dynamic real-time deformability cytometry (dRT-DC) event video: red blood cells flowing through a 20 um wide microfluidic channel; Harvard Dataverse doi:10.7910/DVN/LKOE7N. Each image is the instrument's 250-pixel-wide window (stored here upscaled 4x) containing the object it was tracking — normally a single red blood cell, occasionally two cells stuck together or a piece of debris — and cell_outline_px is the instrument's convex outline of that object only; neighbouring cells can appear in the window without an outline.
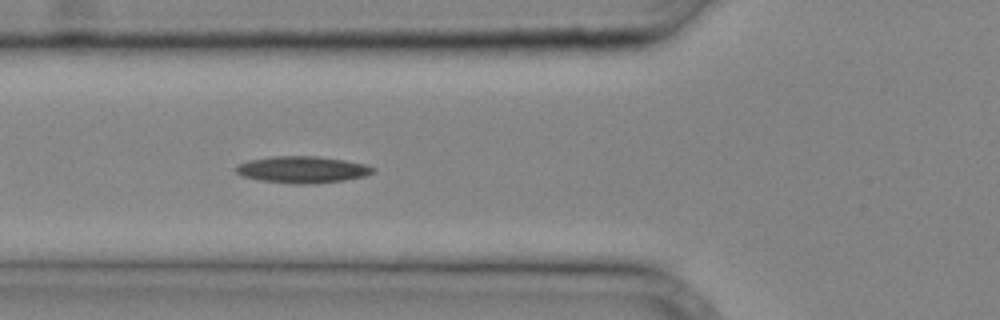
{"species": "common noctule bat (a hibernating species)", "species_latin": "Nyctalus noctula", "temperature_condition": "cold", "stored_images_in_passage": 27, "camera_frame_rate_fps": 3000, "um_per_image_px": 0.085, "animal": {"sex": "male", "body_mass_g": 20.4}, "frame": {"image": 1, "passage_image": 5, "time_ms": 1.333, "image_size_px": [1000, 320], "cell_outline_px": [[372, 168], [368, 172], [356, 176], [336, 180], [272, 180], [248, 176], [240, 172], [236, 168], [244, 164], [256, 160], [288, 156], [304, 156], [336, 160], [356, 164]], "centroid_in_image_um": [25.64, 14.36], "position_along_channel_um": 100.2, "area_um2": 17.46}}
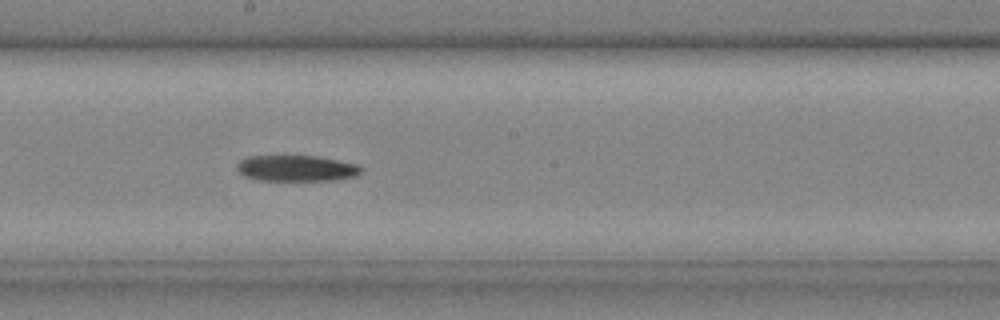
{"frame": {"image": 2, "passage_image": 12, "time_ms": 3.667, "image_size_px": [1000, 320], "cell_outline_px": [[360, 168], [356, 172], [344, 176], [312, 180], [276, 180], [252, 176], [244, 172], [240, 168], [240, 164], [244, 160], [256, 156], [308, 156], [332, 160], [348, 164]], "centroid_in_image_um": [25.11, 14.27], "position_along_channel_um": 223.1, "area_um2": 16.3}}